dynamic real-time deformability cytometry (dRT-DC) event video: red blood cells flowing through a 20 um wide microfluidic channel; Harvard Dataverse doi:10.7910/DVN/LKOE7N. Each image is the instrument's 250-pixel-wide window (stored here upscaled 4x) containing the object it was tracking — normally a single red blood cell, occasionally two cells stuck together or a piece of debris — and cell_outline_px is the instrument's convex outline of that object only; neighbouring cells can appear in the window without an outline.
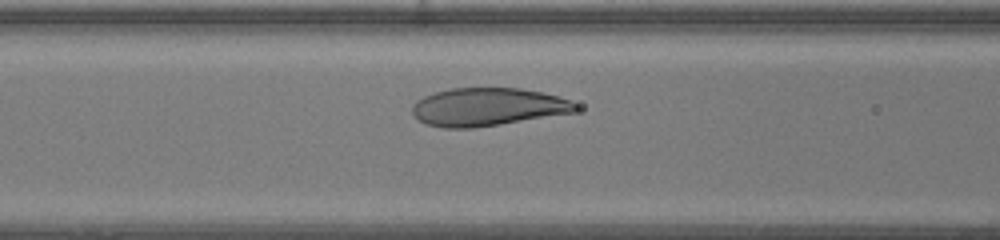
{"species": "human", "species_latin": "Homo sapiens", "temperature_condition": "warm", "stored_images_in_passage": 31, "camera_frame_rate_fps": 3000, "um_per_image_px": 0.085, "donor": {"sex": "female"}, "frame": {"image": 1, "passage_image": 11, "time_ms": 3.333, "image_size_px": [1000, 240], "cell_outline_px": [[580, 108], [576, 112], [500, 124], [472, 128], [444, 128], [424, 124], [412, 112], [412, 104], [416, 100], [424, 96], [436, 92], [452, 88], [520, 88], [544, 92], [568, 100], [576, 104]], "centroid_in_image_um": [41.44, 9.09], "position_along_channel_um": 125.2, "area_um2": 36.18}}
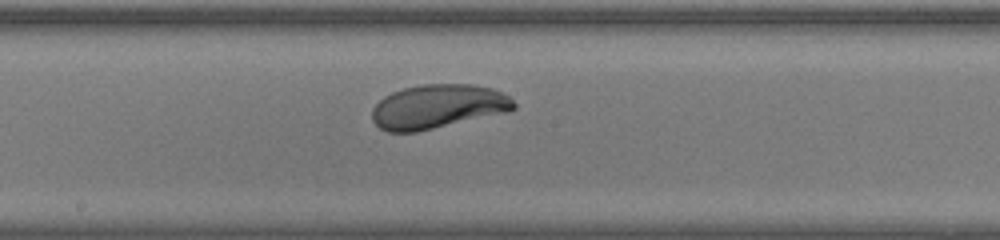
{"frame": {"image": 2, "passage_image": 17, "time_ms": 5.333, "image_size_px": [1000, 240], "cell_outline_px": [[516, 108], [508, 112], [416, 132], [388, 132], [380, 128], [372, 120], [372, 108], [384, 96], [392, 92], [404, 88], [424, 84], [472, 84], [492, 88], [508, 96], [516, 104]], "centroid_in_image_um": [37.21, 9.06], "position_along_channel_um": 211.0, "area_um2": 36.36}}
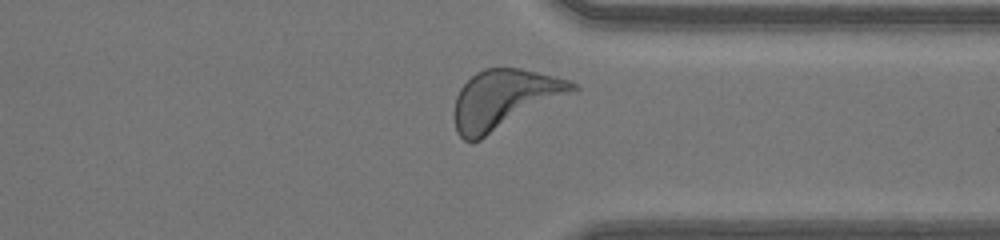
{"frame": {"image": 3, "passage_image": 28, "time_ms": 9.0, "image_size_px": [1000, 240], "cell_outline_px": [[580, 88], [576, 92], [480, 140], [464, 140], [456, 132], [456, 96], [460, 88], [476, 72], [484, 68], [520, 68], [572, 80]], "centroid_in_image_um": [42.94, 8.43], "position_along_channel_um": 368.5, "area_um2": 40.81}, "authors_computed_cell_mechanics": {"area_um2": 36.8764, "velocity_mm_per_s": 4.3222, "shape_relaxation_time_tau1_ms": 2.4288, "shape_relaxation_time_tau2_ms": null, "deformation_change_tau1": 0.1602, "deformation_change_tau2": null}}